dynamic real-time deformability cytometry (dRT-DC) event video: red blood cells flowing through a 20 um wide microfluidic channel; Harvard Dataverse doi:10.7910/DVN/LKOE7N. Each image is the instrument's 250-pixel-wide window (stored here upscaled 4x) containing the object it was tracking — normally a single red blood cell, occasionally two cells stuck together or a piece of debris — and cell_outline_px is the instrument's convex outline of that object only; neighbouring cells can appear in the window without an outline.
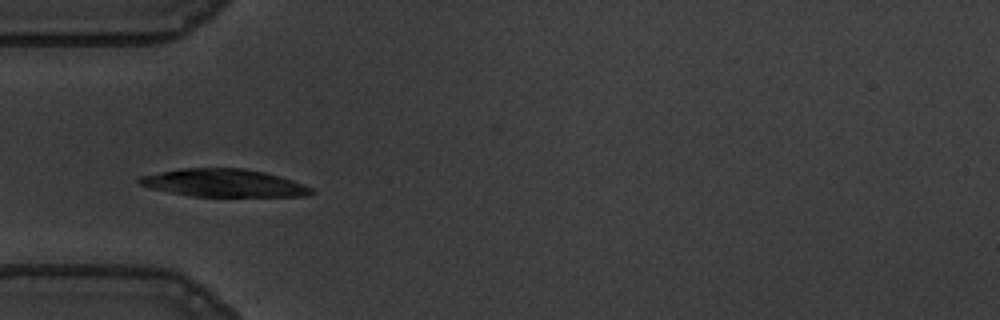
{"species": "common noctule bat (a hibernating species)", "species_latin": "Nyctalus noctula", "temperature_condition": "warm", "stored_images_in_passage": 10, "camera_frame_rate_fps": 3000, "um_per_image_px": 0.085, "animal": {"sex": "male", "body_mass_g": 19.5, "forearm_length_mm": 54.6}, "frame": {"image": 1, "passage_image": 4, "time_ms": 1.0, "image_size_px": [1000, 320], "cell_outline_px": [[316, 192], [308, 196], [192, 196], [152, 188], [140, 184], [136, 180], [140, 176], [180, 168], [244, 168], [264, 172], [280, 176], [292, 180], [312, 188]], "centroid_in_image_um": [19.05, 15.55], "position_along_channel_um": 66.0, "area_um2": 27.63}}